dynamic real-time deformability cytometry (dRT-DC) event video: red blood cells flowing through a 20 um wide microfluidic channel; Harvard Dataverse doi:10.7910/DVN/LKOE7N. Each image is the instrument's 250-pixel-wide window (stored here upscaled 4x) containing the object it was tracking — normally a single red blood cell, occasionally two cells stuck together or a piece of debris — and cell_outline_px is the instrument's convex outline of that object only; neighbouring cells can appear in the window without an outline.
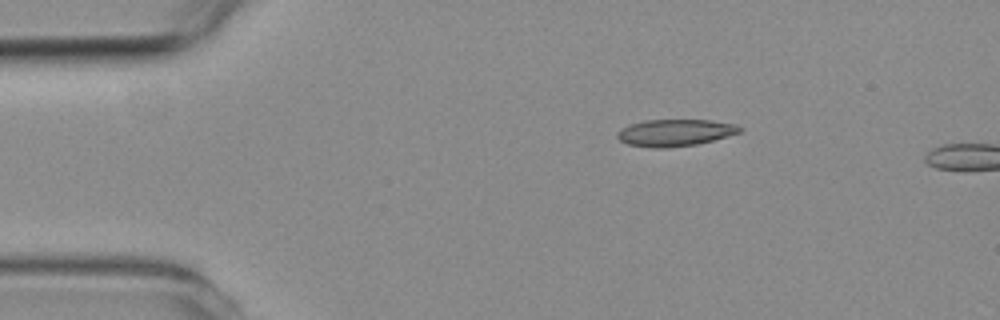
{"species": "common noctule bat (a hibernating species)", "species_latin": "Nyctalus noctula", "temperature_condition": "room temperature", "stored_images_in_passage": 2, "camera_frame_rate_fps": 3000, "um_per_image_px": 0.085, "animal": {"sex": "female", "body_mass_g": 19.3, "forearm_length_mm": 54.1}, "frame": {"image": 1, "passage_image": 1, "time_ms": 0.0, "image_size_px": [1000, 320], "cell_outline_px": [[744, 128], [740, 132], [712, 140], [696, 144], [664, 148], [652, 148], [628, 144], [620, 140], [616, 136], [616, 132], [620, 128], [628, 124], [644, 120], [712, 120], [736, 124]], "centroid_in_image_um": [57.34, 11.27], "position_along_channel_um": 27.7, "area_um2": 19.25}}